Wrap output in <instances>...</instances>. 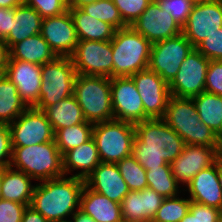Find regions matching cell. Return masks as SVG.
I'll use <instances>...</instances> for the list:
<instances>
[{
  "instance_id": "4dcf8cb0",
  "label": "cell",
  "mask_w": 222,
  "mask_h": 222,
  "mask_svg": "<svg viewBox=\"0 0 222 222\" xmlns=\"http://www.w3.org/2000/svg\"><path fill=\"white\" fill-rule=\"evenodd\" d=\"M28 107L21 100L16 85L6 76L0 80V124H10Z\"/></svg>"
},
{
  "instance_id": "bcb514c9",
  "label": "cell",
  "mask_w": 222,
  "mask_h": 222,
  "mask_svg": "<svg viewBox=\"0 0 222 222\" xmlns=\"http://www.w3.org/2000/svg\"><path fill=\"white\" fill-rule=\"evenodd\" d=\"M21 222H49L39 212L35 211L31 206L25 209Z\"/></svg>"
},
{
  "instance_id": "6da1fadb",
  "label": "cell",
  "mask_w": 222,
  "mask_h": 222,
  "mask_svg": "<svg viewBox=\"0 0 222 222\" xmlns=\"http://www.w3.org/2000/svg\"><path fill=\"white\" fill-rule=\"evenodd\" d=\"M134 126L132 155L145 170L170 165L186 145L162 118L143 120Z\"/></svg>"
},
{
  "instance_id": "f1b7e54d",
  "label": "cell",
  "mask_w": 222,
  "mask_h": 222,
  "mask_svg": "<svg viewBox=\"0 0 222 222\" xmlns=\"http://www.w3.org/2000/svg\"><path fill=\"white\" fill-rule=\"evenodd\" d=\"M48 121L56 130L86 122L78 101L71 95L44 110Z\"/></svg>"
},
{
  "instance_id": "e0dca14e",
  "label": "cell",
  "mask_w": 222,
  "mask_h": 222,
  "mask_svg": "<svg viewBox=\"0 0 222 222\" xmlns=\"http://www.w3.org/2000/svg\"><path fill=\"white\" fill-rule=\"evenodd\" d=\"M40 34L57 57H71L79 41L69 9L43 18Z\"/></svg>"
},
{
  "instance_id": "5b68a950",
  "label": "cell",
  "mask_w": 222,
  "mask_h": 222,
  "mask_svg": "<svg viewBox=\"0 0 222 222\" xmlns=\"http://www.w3.org/2000/svg\"><path fill=\"white\" fill-rule=\"evenodd\" d=\"M111 44L113 77H131L148 69L152 43L131 26L117 29Z\"/></svg>"
},
{
  "instance_id": "f6af8a7d",
  "label": "cell",
  "mask_w": 222,
  "mask_h": 222,
  "mask_svg": "<svg viewBox=\"0 0 222 222\" xmlns=\"http://www.w3.org/2000/svg\"><path fill=\"white\" fill-rule=\"evenodd\" d=\"M14 8H0V39H5L12 30Z\"/></svg>"
},
{
  "instance_id": "8992f818",
  "label": "cell",
  "mask_w": 222,
  "mask_h": 222,
  "mask_svg": "<svg viewBox=\"0 0 222 222\" xmlns=\"http://www.w3.org/2000/svg\"><path fill=\"white\" fill-rule=\"evenodd\" d=\"M73 95L86 121L95 124L114 119L110 77L77 74Z\"/></svg>"
},
{
  "instance_id": "60d3db41",
  "label": "cell",
  "mask_w": 222,
  "mask_h": 222,
  "mask_svg": "<svg viewBox=\"0 0 222 222\" xmlns=\"http://www.w3.org/2000/svg\"><path fill=\"white\" fill-rule=\"evenodd\" d=\"M205 91L222 96V60H210Z\"/></svg>"
},
{
  "instance_id": "7c38bea8",
  "label": "cell",
  "mask_w": 222,
  "mask_h": 222,
  "mask_svg": "<svg viewBox=\"0 0 222 222\" xmlns=\"http://www.w3.org/2000/svg\"><path fill=\"white\" fill-rule=\"evenodd\" d=\"M11 146H29L54 140V130L44 111L28 107L9 124Z\"/></svg>"
},
{
  "instance_id": "d4e9b609",
  "label": "cell",
  "mask_w": 222,
  "mask_h": 222,
  "mask_svg": "<svg viewBox=\"0 0 222 222\" xmlns=\"http://www.w3.org/2000/svg\"><path fill=\"white\" fill-rule=\"evenodd\" d=\"M33 179L22 171L11 167L2 168V199L30 206L33 191Z\"/></svg>"
},
{
  "instance_id": "7bdbcfd3",
  "label": "cell",
  "mask_w": 222,
  "mask_h": 222,
  "mask_svg": "<svg viewBox=\"0 0 222 222\" xmlns=\"http://www.w3.org/2000/svg\"><path fill=\"white\" fill-rule=\"evenodd\" d=\"M12 158L11 133L8 124H0V168L10 167Z\"/></svg>"
},
{
  "instance_id": "7a4b0ae2",
  "label": "cell",
  "mask_w": 222,
  "mask_h": 222,
  "mask_svg": "<svg viewBox=\"0 0 222 222\" xmlns=\"http://www.w3.org/2000/svg\"><path fill=\"white\" fill-rule=\"evenodd\" d=\"M84 179L63 176L36 182L30 206L49 222L68 221L80 209Z\"/></svg>"
},
{
  "instance_id": "db71d44e",
  "label": "cell",
  "mask_w": 222,
  "mask_h": 222,
  "mask_svg": "<svg viewBox=\"0 0 222 222\" xmlns=\"http://www.w3.org/2000/svg\"><path fill=\"white\" fill-rule=\"evenodd\" d=\"M6 76V66H0V80Z\"/></svg>"
},
{
  "instance_id": "836d02e7",
  "label": "cell",
  "mask_w": 222,
  "mask_h": 222,
  "mask_svg": "<svg viewBox=\"0 0 222 222\" xmlns=\"http://www.w3.org/2000/svg\"><path fill=\"white\" fill-rule=\"evenodd\" d=\"M81 9L91 17L112 25L116 30L127 27L113 0H97L82 6Z\"/></svg>"
},
{
  "instance_id": "44dd1931",
  "label": "cell",
  "mask_w": 222,
  "mask_h": 222,
  "mask_svg": "<svg viewBox=\"0 0 222 222\" xmlns=\"http://www.w3.org/2000/svg\"><path fill=\"white\" fill-rule=\"evenodd\" d=\"M164 198L153 189L132 190L121 201L124 222H152Z\"/></svg>"
},
{
  "instance_id": "9f6ffc18",
  "label": "cell",
  "mask_w": 222,
  "mask_h": 222,
  "mask_svg": "<svg viewBox=\"0 0 222 222\" xmlns=\"http://www.w3.org/2000/svg\"><path fill=\"white\" fill-rule=\"evenodd\" d=\"M190 2H192L193 4H197L206 0H189Z\"/></svg>"
},
{
  "instance_id": "ffe728a7",
  "label": "cell",
  "mask_w": 222,
  "mask_h": 222,
  "mask_svg": "<svg viewBox=\"0 0 222 222\" xmlns=\"http://www.w3.org/2000/svg\"><path fill=\"white\" fill-rule=\"evenodd\" d=\"M84 181L91 190L119 204L130 191L117 164L114 163L101 162Z\"/></svg>"
},
{
  "instance_id": "7dc6e473",
  "label": "cell",
  "mask_w": 222,
  "mask_h": 222,
  "mask_svg": "<svg viewBox=\"0 0 222 222\" xmlns=\"http://www.w3.org/2000/svg\"><path fill=\"white\" fill-rule=\"evenodd\" d=\"M179 222H198V203L191 201L189 211Z\"/></svg>"
},
{
  "instance_id": "4316f807",
  "label": "cell",
  "mask_w": 222,
  "mask_h": 222,
  "mask_svg": "<svg viewBox=\"0 0 222 222\" xmlns=\"http://www.w3.org/2000/svg\"><path fill=\"white\" fill-rule=\"evenodd\" d=\"M56 57L49 44L39 33L14 44L9 49L8 60H20L43 65L53 61Z\"/></svg>"
},
{
  "instance_id": "11a10c76",
  "label": "cell",
  "mask_w": 222,
  "mask_h": 222,
  "mask_svg": "<svg viewBox=\"0 0 222 222\" xmlns=\"http://www.w3.org/2000/svg\"><path fill=\"white\" fill-rule=\"evenodd\" d=\"M1 182H2V168H0V199H2V194H1Z\"/></svg>"
},
{
  "instance_id": "603a6c76",
  "label": "cell",
  "mask_w": 222,
  "mask_h": 222,
  "mask_svg": "<svg viewBox=\"0 0 222 222\" xmlns=\"http://www.w3.org/2000/svg\"><path fill=\"white\" fill-rule=\"evenodd\" d=\"M63 172L65 176L86 179L87 176L101 163L98 150L93 138L67 151L63 156ZM80 170V171H79Z\"/></svg>"
},
{
  "instance_id": "3957f363",
  "label": "cell",
  "mask_w": 222,
  "mask_h": 222,
  "mask_svg": "<svg viewBox=\"0 0 222 222\" xmlns=\"http://www.w3.org/2000/svg\"><path fill=\"white\" fill-rule=\"evenodd\" d=\"M186 145L222 147V140L200 119L193 99L170 96L162 118Z\"/></svg>"
},
{
  "instance_id": "ab89813d",
  "label": "cell",
  "mask_w": 222,
  "mask_h": 222,
  "mask_svg": "<svg viewBox=\"0 0 222 222\" xmlns=\"http://www.w3.org/2000/svg\"><path fill=\"white\" fill-rule=\"evenodd\" d=\"M196 49L209 60H222V28L205 38Z\"/></svg>"
},
{
  "instance_id": "e575fe53",
  "label": "cell",
  "mask_w": 222,
  "mask_h": 222,
  "mask_svg": "<svg viewBox=\"0 0 222 222\" xmlns=\"http://www.w3.org/2000/svg\"><path fill=\"white\" fill-rule=\"evenodd\" d=\"M190 204L188 196L164 198L152 222H179L189 211Z\"/></svg>"
},
{
  "instance_id": "f907efd6",
  "label": "cell",
  "mask_w": 222,
  "mask_h": 222,
  "mask_svg": "<svg viewBox=\"0 0 222 222\" xmlns=\"http://www.w3.org/2000/svg\"><path fill=\"white\" fill-rule=\"evenodd\" d=\"M95 1L97 0H67V6L68 8H81L82 6Z\"/></svg>"
},
{
  "instance_id": "74e56055",
  "label": "cell",
  "mask_w": 222,
  "mask_h": 222,
  "mask_svg": "<svg viewBox=\"0 0 222 222\" xmlns=\"http://www.w3.org/2000/svg\"><path fill=\"white\" fill-rule=\"evenodd\" d=\"M162 10L169 12L180 27H184L194 4L189 0H155Z\"/></svg>"
},
{
  "instance_id": "d6a6232c",
  "label": "cell",
  "mask_w": 222,
  "mask_h": 222,
  "mask_svg": "<svg viewBox=\"0 0 222 222\" xmlns=\"http://www.w3.org/2000/svg\"><path fill=\"white\" fill-rule=\"evenodd\" d=\"M148 187L156 191L163 198L175 197L183 189L171 172L170 165H159L146 170Z\"/></svg>"
},
{
  "instance_id": "9a60e30c",
  "label": "cell",
  "mask_w": 222,
  "mask_h": 222,
  "mask_svg": "<svg viewBox=\"0 0 222 222\" xmlns=\"http://www.w3.org/2000/svg\"><path fill=\"white\" fill-rule=\"evenodd\" d=\"M114 119L136 124L144 120V105L131 77H111Z\"/></svg>"
},
{
  "instance_id": "30bf717a",
  "label": "cell",
  "mask_w": 222,
  "mask_h": 222,
  "mask_svg": "<svg viewBox=\"0 0 222 222\" xmlns=\"http://www.w3.org/2000/svg\"><path fill=\"white\" fill-rule=\"evenodd\" d=\"M79 75L113 77V52L111 40L78 41L71 56Z\"/></svg>"
},
{
  "instance_id": "f546056e",
  "label": "cell",
  "mask_w": 222,
  "mask_h": 222,
  "mask_svg": "<svg viewBox=\"0 0 222 222\" xmlns=\"http://www.w3.org/2000/svg\"><path fill=\"white\" fill-rule=\"evenodd\" d=\"M192 99L199 119L222 140V96L203 91Z\"/></svg>"
},
{
  "instance_id": "c3c4849f",
  "label": "cell",
  "mask_w": 222,
  "mask_h": 222,
  "mask_svg": "<svg viewBox=\"0 0 222 222\" xmlns=\"http://www.w3.org/2000/svg\"><path fill=\"white\" fill-rule=\"evenodd\" d=\"M69 222H96L91 216L85 214L80 209L72 214Z\"/></svg>"
},
{
  "instance_id": "1f68e13d",
  "label": "cell",
  "mask_w": 222,
  "mask_h": 222,
  "mask_svg": "<svg viewBox=\"0 0 222 222\" xmlns=\"http://www.w3.org/2000/svg\"><path fill=\"white\" fill-rule=\"evenodd\" d=\"M94 124L83 122L56 130L54 141L62 156L69 150L89 141L92 138Z\"/></svg>"
},
{
  "instance_id": "83f0119b",
  "label": "cell",
  "mask_w": 222,
  "mask_h": 222,
  "mask_svg": "<svg viewBox=\"0 0 222 222\" xmlns=\"http://www.w3.org/2000/svg\"><path fill=\"white\" fill-rule=\"evenodd\" d=\"M68 9L79 41H108L113 38L116 29L112 25L91 17L81 8Z\"/></svg>"
},
{
  "instance_id": "f5cc1de1",
  "label": "cell",
  "mask_w": 222,
  "mask_h": 222,
  "mask_svg": "<svg viewBox=\"0 0 222 222\" xmlns=\"http://www.w3.org/2000/svg\"><path fill=\"white\" fill-rule=\"evenodd\" d=\"M218 178H219L220 187L222 189V156L221 155L218 157Z\"/></svg>"
},
{
  "instance_id": "b9f144b4",
  "label": "cell",
  "mask_w": 222,
  "mask_h": 222,
  "mask_svg": "<svg viewBox=\"0 0 222 222\" xmlns=\"http://www.w3.org/2000/svg\"><path fill=\"white\" fill-rule=\"evenodd\" d=\"M27 205L0 199V222H21Z\"/></svg>"
},
{
  "instance_id": "52a82bcc",
  "label": "cell",
  "mask_w": 222,
  "mask_h": 222,
  "mask_svg": "<svg viewBox=\"0 0 222 222\" xmlns=\"http://www.w3.org/2000/svg\"><path fill=\"white\" fill-rule=\"evenodd\" d=\"M135 126L133 123L112 119L95 123L92 138L101 162L117 164L132 155Z\"/></svg>"
},
{
  "instance_id": "f35d334b",
  "label": "cell",
  "mask_w": 222,
  "mask_h": 222,
  "mask_svg": "<svg viewBox=\"0 0 222 222\" xmlns=\"http://www.w3.org/2000/svg\"><path fill=\"white\" fill-rule=\"evenodd\" d=\"M23 3L34 8L42 18L57 16L68 10L67 0H23Z\"/></svg>"
},
{
  "instance_id": "cb8c5ba5",
  "label": "cell",
  "mask_w": 222,
  "mask_h": 222,
  "mask_svg": "<svg viewBox=\"0 0 222 222\" xmlns=\"http://www.w3.org/2000/svg\"><path fill=\"white\" fill-rule=\"evenodd\" d=\"M80 210L96 222H124L119 203L91 190L86 185L80 196Z\"/></svg>"
},
{
  "instance_id": "d590c367",
  "label": "cell",
  "mask_w": 222,
  "mask_h": 222,
  "mask_svg": "<svg viewBox=\"0 0 222 222\" xmlns=\"http://www.w3.org/2000/svg\"><path fill=\"white\" fill-rule=\"evenodd\" d=\"M117 166L130 191L143 190L148 187L146 170L133 155L120 160Z\"/></svg>"
},
{
  "instance_id": "7402d4cb",
  "label": "cell",
  "mask_w": 222,
  "mask_h": 222,
  "mask_svg": "<svg viewBox=\"0 0 222 222\" xmlns=\"http://www.w3.org/2000/svg\"><path fill=\"white\" fill-rule=\"evenodd\" d=\"M185 191V193H184ZM191 201L222 210V189L218 178V158L210 167L201 170L183 189Z\"/></svg>"
},
{
  "instance_id": "277c9868",
  "label": "cell",
  "mask_w": 222,
  "mask_h": 222,
  "mask_svg": "<svg viewBox=\"0 0 222 222\" xmlns=\"http://www.w3.org/2000/svg\"><path fill=\"white\" fill-rule=\"evenodd\" d=\"M10 167L29 175L34 181L65 176L62 154L55 141L29 146H11Z\"/></svg>"
},
{
  "instance_id": "5bb4252c",
  "label": "cell",
  "mask_w": 222,
  "mask_h": 222,
  "mask_svg": "<svg viewBox=\"0 0 222 222\" xmlns=\"http://www.w3.org/2000/svg\"><path fill=\"white\" fill-rule=\"evenodd\" d=\"M131 78L144 105V120L163 118L171 96L169 84L149 69L139 71Z\"/></svg>"
},
{
  "instance_id": "ac0fdd59",
  "label": "cell",
  "mask_w": 222,
  "mask_h": 222,
  "mask_svg": "<svg viewBox=\"0 0 222 222\" xmlns=\"http://www.w3.org/2000/svg\"><path fill=\"white\" fill-rule=\"evenodd\" d=\"M130 26L152 44L182 34V27L176 23L169 12L162 10L155 0H152Z\"/></svg>"
},
{
  "instance_id": "8d00e7d4",
  "label": "cell",
  "mask_w": 222,
  "mask_h": 222,
  "mask_svg": "<svg viewBox=\"0 0 222 222\" xmlns=\"http://www.w3.org/2000/svg\"><path fill=\"white\" fill-rule=\"evenodd\" d=\"M123 22L130 26L135 22L152 0H113Z\"/></svg>"
},
{
  "instance_id": "816d5d0a",
  "label": "cell",
  "mask_w": 222,
  "mask_h": 222,
  "mask_svg": "<svg viewBox=\"0 0 222 222\" xmlns=\"http://www.w3.org/2000/svg\"><path fill=\"white\" fill-rule=\"evenodd\" d=\"M23 4V0H0V8H16Z\"/></svg>"
},
{
  "instance_id": "ee69618b",
  "label": "cell",
  "mask_w": 222,
  "mask_h": 222,
  "mask_svg": "<svg viewBox=\"0 0 222 222\" xmlns=\"http://www.w3.org/2000/svg\"><path fill=\"white\" fill-rule=\"evenodd\" d=\"M198 222H222V210L198 203Z\"/></svg>"
},
{
  "instance_id": "ba28073f",
  "label": "cell",
  "mask_w": 222,
  "mask_h": 222,
  "mask_svg": "<svg viewBox=\"0 0 222 222\" xmlns=\"http://www.w3.org/2000/svg\"><path fill=\"white\" fill-rule=\"evenodd\" d=\"M77 78L71 57H56L42 65L39 101L35 108L44 111L74 93Z\"/></svg>"
},
{
  "instance_id": "d6986e66",
  "label": "cell",
  "mask_w": 222,
  "mask_h": 222,
  "mask_svg": "<svg viewBox=\"0 0 222 222\" xmlns=\"http://www.w3.org/2000/svg\"><path fill=\"white\" fill-rule=\"evenodd\" d=\"M42 65L20 60H8L6 77L16 85L21 100L27 107L39 101Z\"/></svg>"
},
{
  "instance_id": "4fadbf2b",
  "label": "cell",
  "mask_w": 222,
  "mask_h": 222,
  "mask_svg": "<svg viewBox=\"0 0 222 222\" xmlns=\"http://www.w3.org/2000/svg\"><path fill=\"white\" fill-rule=\"evenodd\" d=\"M222 28V0L194 4L182 34L196 48L203 40Z\"/></svg>"
},
{
  "instance_id": "9c48e42d",
  "label": "cell",
  "mask_w": 222,
  "mask_h": 222,
  "mask_svg": "<svg viewBox=\"0 0 222 222\" xmlns=\"http://www.w3.org/2000/svg\"><path fill=\"white\" fill-rule=\"evenodd\" d=\"M193 49V45L183 34L155 42L151 46L148 69L170 84Z\"/></svg>"
},
{
  "instance_id": "2e32d148",
  "label": "cell",
  "mask_w": 222,
  "mask_h": 222,
  "mask_svg": "<svg viewBox=\"0 0 222 222\" xmlns=\"http://www.w3.org/2000/svg\"><path fill=\"white\" fill-rule=\"evenodd\" d=\"M222 147L185 145L181 154L170 163L176 181L186 186L201 170L213 165L221 155Z\"/></svg>"
},
{
  "instance_id": "681fc988",
  "label": "cell",
  "mask_w": 222,
  "mask_h": 222,
  "mask_svg": "<svg viewBox=\"0 0 222 222\" xmlns=\"http://www.w3.org/2000/svg\"><path fill=\"white\" fill-rule=\"evenodd\" d=\"M9 59V49L3 39H0V66H6Z\"/></svg>"
},
{
  "instance_id": "8fae6325",
  "label": "cell",
  "mask_w": 222,
  "mask_h": 222,
  "mask_svg": "<svg viewBox=\"0 0 222 222\" xmlns=\"http://www.w3.org/2000/svg\"><path fill=\"white\" fill-rule=\"evenodd\" d=\"M209 63L210 60L194 48L169 84L170 94L175 97L192 99L205 91Z\"/></svg>"
},
{
  "instance_id": "484cf974",
  "label": "cell",
  "mask_w": 222,
  "mask_h": 222,
  "mask_svg": "<svg viewBox=\"0 0 222 222\" xmlns=\"http://www.w3.org/2000/svg\"><path fill=\"white\" fill-rule=\"evenodd\" d=\"M42 19L41 15L34 8L24 3L14 8L12 30L4 39L8 49L26 38L39 34Z\"/></svg>"
}]
</instances>
